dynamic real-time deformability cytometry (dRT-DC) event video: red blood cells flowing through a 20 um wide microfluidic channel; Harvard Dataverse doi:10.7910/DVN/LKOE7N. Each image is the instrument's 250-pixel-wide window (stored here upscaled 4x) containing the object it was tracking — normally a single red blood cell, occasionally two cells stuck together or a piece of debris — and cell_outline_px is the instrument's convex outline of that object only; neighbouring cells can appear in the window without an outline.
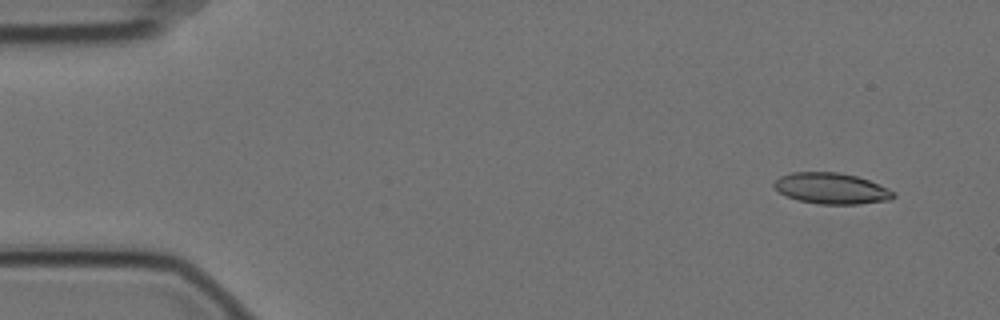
{"species": "Egyptian fruit bat (a non-hibernating species)", "species_latin": "Rousettus aegyptiacus", "temperature_condition": "cold", "stored_images_in_passage": 53, "camera_frame_rate_fps": 3000, "um_per_image_px": 0.085, "animal": {"sex": "female"}, "frame": {"image": 1, "passage_image": 4, "time_ms": 1.0, "image_size_px": [1000, 320], "cell_outline_px": [[896, 196], [892, 200], [860, 204], [820, 204], [796, 200], [780, 192], [772, 184], [780, 176], [792, 172], [836, 172], [856, 176], [868, 180], [896, 192]], "centroid_in_image_um": [70.7, 16.02], "position_along_channel_um": 14.3, "area_um2": 21.56}}
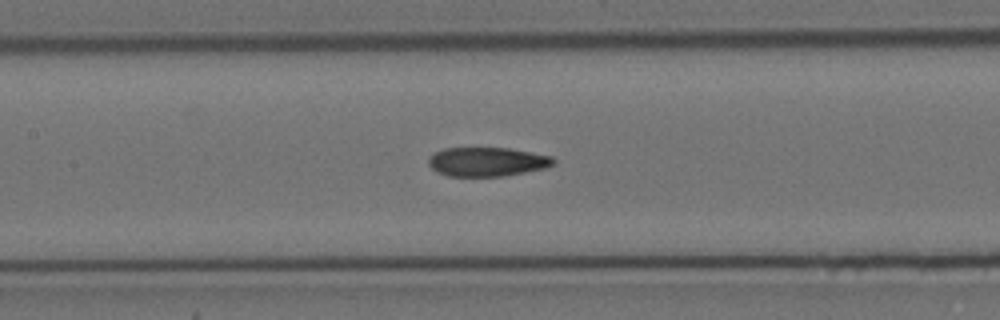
{"frame": {"image": 2, "passage_image": 26, "time_ms": 8.333, "image_size_px": [1000, 320], "cell_outline_px": [[556, 164], [548, 168], [504, 176], [448, 176], [436, 172], [428, 164], [428, 156], [444, 148], [508, 148], [552, 156], [556, 160]], "centroid_in_image_um": [41.43, 13.75], "position_along_channel_um": 166.0, "area_um2": 21.39}}
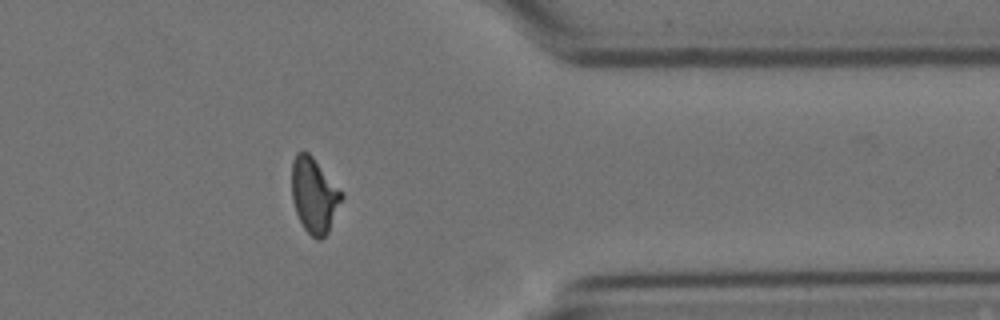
{"frame": {"image": 3, "passage_image": 46, "time_ms": 15.0, "image_size_px": [1000, 320], "cell_outline_px": [[344, 196], [328, 232], [320, 240], [316, 240], [304, 228], [296, 212], [292, 200], [292, 160], [296, 152], [308, 152], [312, 156], [344, 192]], "centroid_in_image_um": [26.72, 16.58], "position_along_channel_um": 384.7, "area_um2": 21.91}}